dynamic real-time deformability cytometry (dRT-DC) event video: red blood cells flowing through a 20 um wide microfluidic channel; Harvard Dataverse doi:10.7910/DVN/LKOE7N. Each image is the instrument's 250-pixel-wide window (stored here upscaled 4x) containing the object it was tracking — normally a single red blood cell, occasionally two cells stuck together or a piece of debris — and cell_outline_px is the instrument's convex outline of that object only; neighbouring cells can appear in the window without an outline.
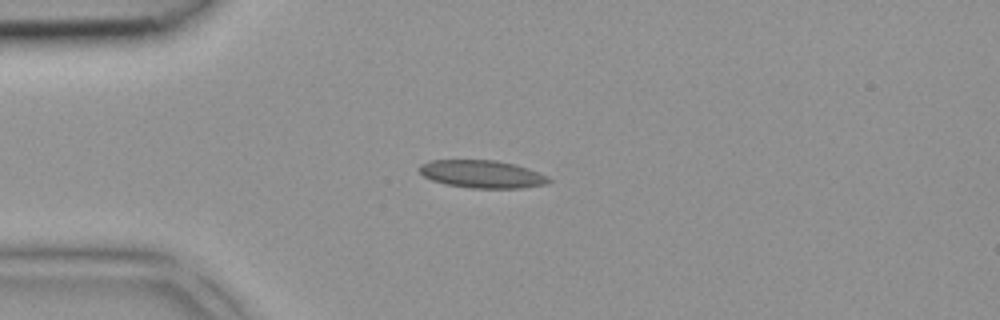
{"species": "common noctule bat (a hibernating species)", "species_latin": "Nyctalus noctula", "temperature_condition": "room temperature", "stored_images_in_passage": 2, "camera_frame_rate_fps": 3000, "um_per_image_px": 0.085, "animal": {"sex": "female", "body_mass_g": 18.4}, "frame": {"image": 1, "passage_image": 2, "time_ms": 0.333, "image_size_px": [1000, 320], "cell_outline_px": [[552, 180], [548, 184], [520, 188], [472, 188], [444, 184], [432, 180], [424, 176], [420, 172], [420, 164], [432, 160], [496, 160], [528, 168], [548, 176]], "centroid_in_image_um": [40.99, 14.8], "position_along_channel_um": 44.0, "area_um2": 20.87}}